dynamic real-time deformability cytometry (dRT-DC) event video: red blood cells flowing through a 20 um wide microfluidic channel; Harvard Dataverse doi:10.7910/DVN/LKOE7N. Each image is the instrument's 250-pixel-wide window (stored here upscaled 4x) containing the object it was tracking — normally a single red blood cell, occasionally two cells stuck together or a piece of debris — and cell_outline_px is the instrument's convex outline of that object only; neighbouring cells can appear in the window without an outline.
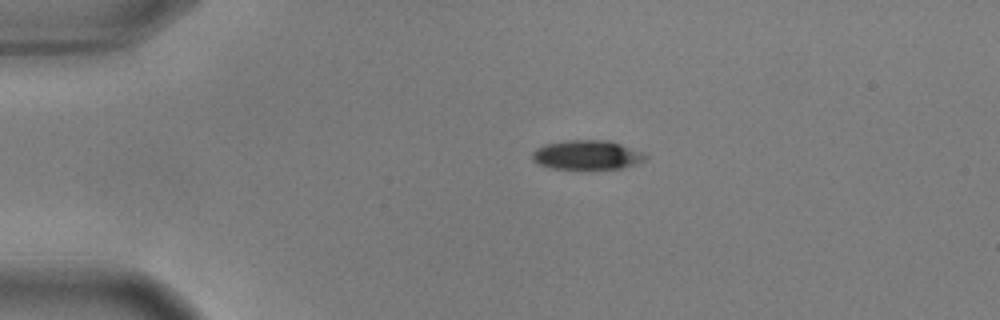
{"species": "common noctule bat (a hibernating species)", "species_latin": "Nyctalus noctula", "temperature_condition": "warm", "stored_images_in_passage": 44, "camera_frame_rate_fps": 3000, "um_per_image_px": 0.085, "animal": {"sex": "male", "body_mass_g": 17.9, "forearm_length_mm": 54.2}, "frame": {"image": 1, "passage_image": 1, "time_ms": 0.0, "image_size_px": [1000, 320], "cell_outline_px": [[648, 156], [644, 160], [624, 168], [548, 168], [532, 160], [532, 152], [536, 148], [544, 144], [568, 140], [608, 140], [620, 144], [640, 152]], "centroid_in_image_um": [49.84, 13.16], "position_along_channel_um": 35.2, "area_um2": 19.02}}
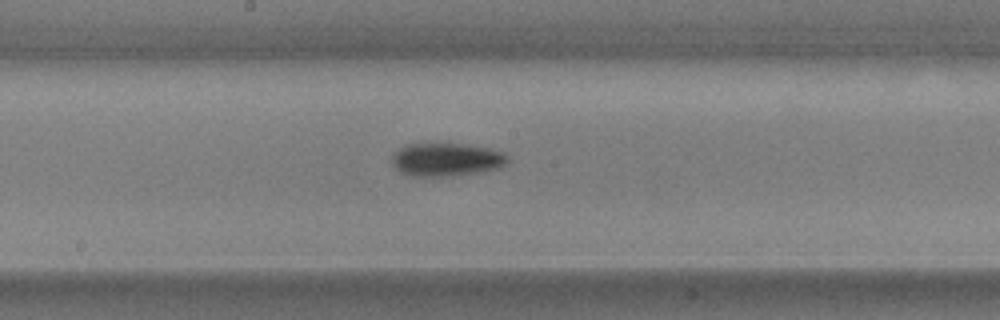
{"frame": {"image": 2, "passage_image": 19, "time_ms": 6.0, "image_size_px": [1000, 320], "cell_outline_px": [[508, 160], [500, 168], [480, 172], [452, 176], [408, 176], [400, 172], [392, 164], [392, 156], [400, 148], [408, 144], [464, 144], [488, 148], [504, 152], [508, 156]], "centroid_in_image_um": [37.95, 13.57], "position_along_channel_um": 210.3, "area_um2": 22.37}}
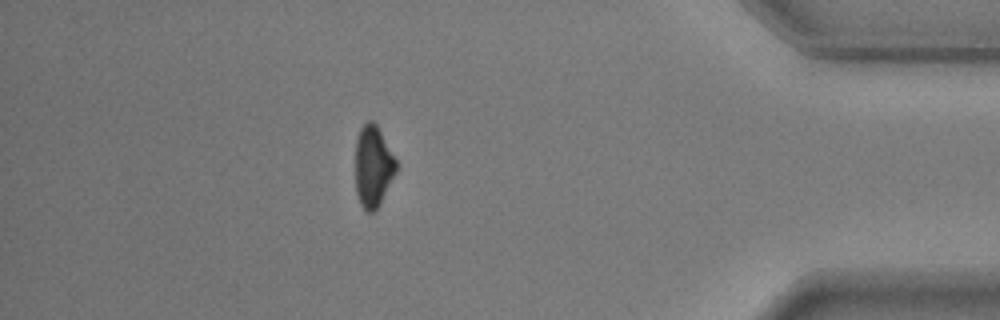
{"frame": {"image": 3, "passage_image": 38, "time_ms": 12.333, "image_size_px": [1000, 320], "cell_outline_px": [[396, 172], [376, 212], [368, 212], [360, 204], [356, 192], [356, 140], [360, 128], [368, 120], [372, 120], [376, 124], [396, 160]], "centroid_in_image_um": [31.7, 14.16], "position_along_channel_um": 403.5, "area_um2": 19.19}, "authors_computed_cell_mechanics": {"area_um2": 21.0681, "velocity_mm_per_s": 3.6628, "shape_relaxation_time_tau1_ms": 2.4171, "shape_relaxation_time_tau2_ms": null, "deformation_change_tau1": 0.157, "deformation_change_tau2": null}}